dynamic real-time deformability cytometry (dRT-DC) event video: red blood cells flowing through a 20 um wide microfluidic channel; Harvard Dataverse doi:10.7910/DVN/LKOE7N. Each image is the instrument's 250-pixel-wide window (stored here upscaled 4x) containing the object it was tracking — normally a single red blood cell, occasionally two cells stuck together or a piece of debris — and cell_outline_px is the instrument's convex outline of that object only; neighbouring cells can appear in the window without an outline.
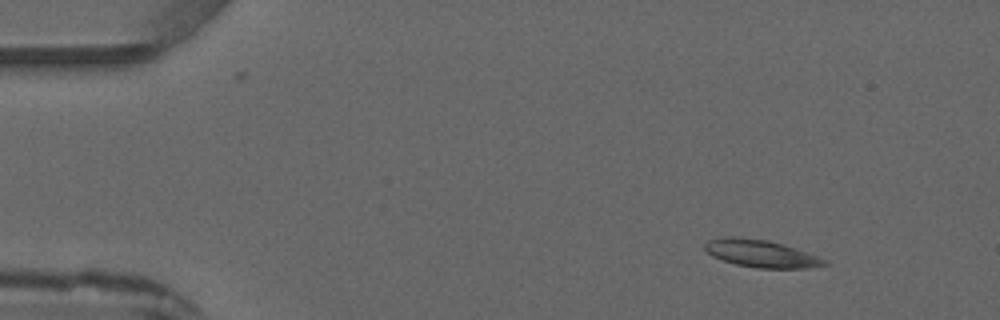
{"species": "common noctule bat (a hibernating species)", "species_latin": "Nyctalus noctula", "temperature_condition": "warm", "stored_images_in_passage": 3, "camera_frame_rate_fps": 3000, "um_per_image_px": 0.085, "animal": {"sex": "male", "forearm_length_mm": 52.5}, "frame": {"image": 1, "passage_image": 1, "time_ms": 0.0, "image_size_px": [1000, 320], "cell_outline_px": [[828, 264], [804, 268], [756, 268], [736, 264], [712, 256], [704, 248], [704, 244], [708, 240], [724, 236], [732, 236], [768, 240], [828, 260]], "centroid_in_image_um": [64.63, 21.55], "position_along_channel_um": 20.4, "area_um2": 18.73}}